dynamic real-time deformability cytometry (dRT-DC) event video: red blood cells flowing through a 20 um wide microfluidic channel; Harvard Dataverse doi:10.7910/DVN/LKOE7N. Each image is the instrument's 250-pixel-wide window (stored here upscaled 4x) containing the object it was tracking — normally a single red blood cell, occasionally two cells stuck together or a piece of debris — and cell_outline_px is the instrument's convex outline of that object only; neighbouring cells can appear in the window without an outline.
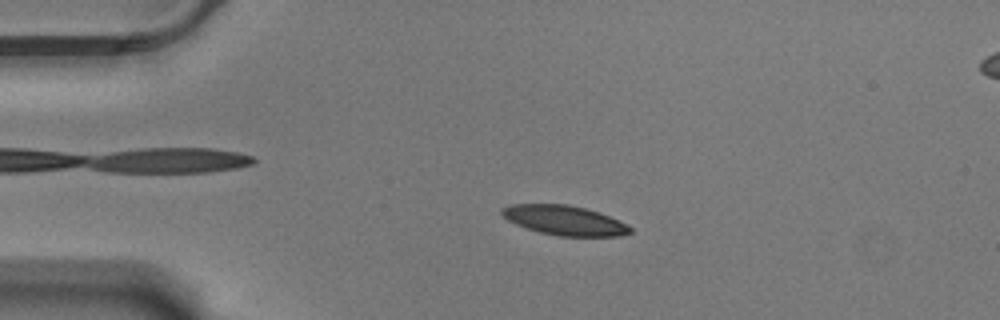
{"species": "Egyptian fruit bat (a non-hibernating species)", "species_latin": "Rousettus aegyptiacus", "temperature_condition": "warm", "stored_images_in_passage": 58, "camera_frame_rate_fps": 3000, "um_per_image_px": 0.085, "animal": {"sex": "male"}, "frame": {"image": 1, "passage_image": 13, "time_ms": 4.0, "image_size_px": [1000, 320], "cell_outline_px": [[632, 232], [620, 236], [560, 236], [540, 232], [516, 224], [508, 220], [500, 212], [500, 208], [508, 204], [568, 204], [600, 212], [628, 224], [632, 228]], "centroid_in_image_um": [47.99, 18.72], "position_along_channel_um": 37.0, "area_um2": 22.2}}
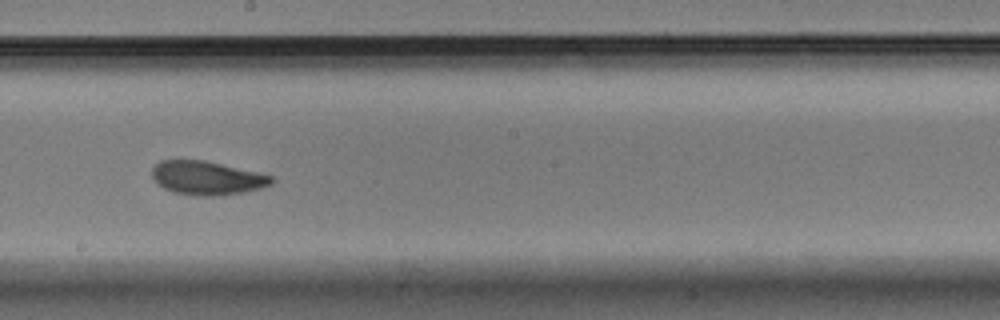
{"frame": {"image": 2, "passage_image": 33, "time_ms": 10.667, "image_size_px": [1000, 320], "cell_outline_px": [[276, 180], [272, 184], [260, 188], [244, 192], [216, 196], [196, 196], [172, 192], [156, 184], [152, 180], [152, 168], [160, 160], [204, 160], [260, 172], [272, 176]], "centroid_in_image_um": [17.59, 15.13], "position_along_channel_um": 230.6, "area_um2": 23.81}}
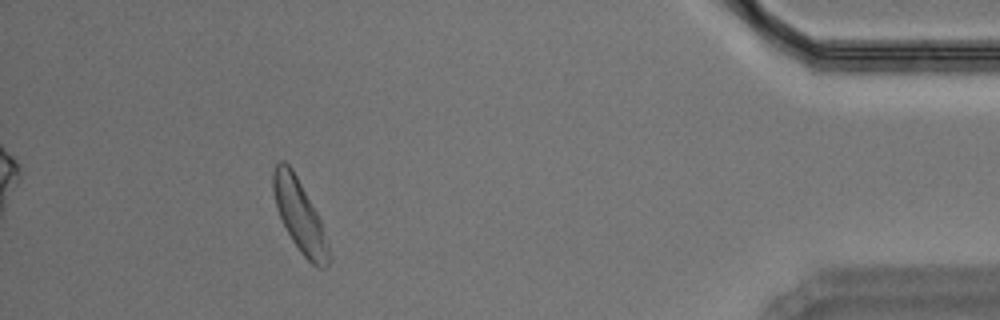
{"frame": {"image": 3, "passage_image": 53, "time_ms": 17.333, "image_size_px": [1000, 320], "cell_outline_px": [[328, 268], [316, 268], [300, 252], [292, 240], [276, 208], [272, 188], [272, 172], [276, 164], [280, 160], [284, 160], [292, 168], [316, 212], [320, 220], [328, 244]], "centroid_in_image_um": [25.44, 18.32], "position_along_channel_um": 409.8, "area_um2": 22.89}, "authors_computed_cell_mechanics": {"area_um2": 23.1778, "velocity_mm_per_s": 3.4746, "shape_relaxation_time_tau1_ms": 3.4655, "shape_relaxation_time_tau2_ms": 3.7179, "deformation_change_tau1": 0.1222, "deformation_change_tau2": 0.1056}}